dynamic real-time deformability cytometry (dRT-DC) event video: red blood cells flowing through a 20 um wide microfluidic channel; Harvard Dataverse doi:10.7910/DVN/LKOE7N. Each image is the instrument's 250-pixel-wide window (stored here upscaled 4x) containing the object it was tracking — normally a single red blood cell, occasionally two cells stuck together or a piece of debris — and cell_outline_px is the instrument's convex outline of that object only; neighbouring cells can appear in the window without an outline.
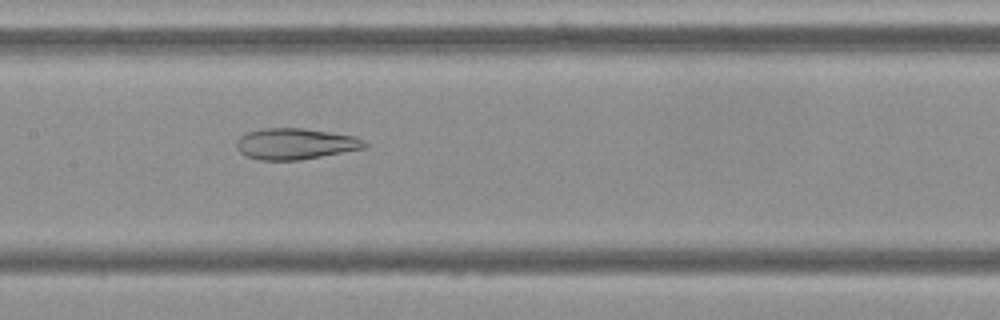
{"species": "Egyptian fruit bat (a non-hibernating species)", "species_latin": "Rousettus aegyptiacus", "temperature_condition": "cold", "stored_images_in_passage": 54, "camera_frame_rate_fps": 3000, "um_per_image_px": 0.085, "frame": {"image": 1, "passage_image": 26, "time_ms": 8.333, "image_size_px": [1000, 320], "cell_outline_px": [[368, 148], [300, 160], [260, 160], [244, 156], [236, 148], [236, 140], [240, 136], [248, 132], [260, 128], [304, 128], [356, 136], [364, 140], [368, 144]], "centroid_in_image_um": [25.12, 12.23], "position_along_channel_um": 182.3, "area_um2": 23.58}}
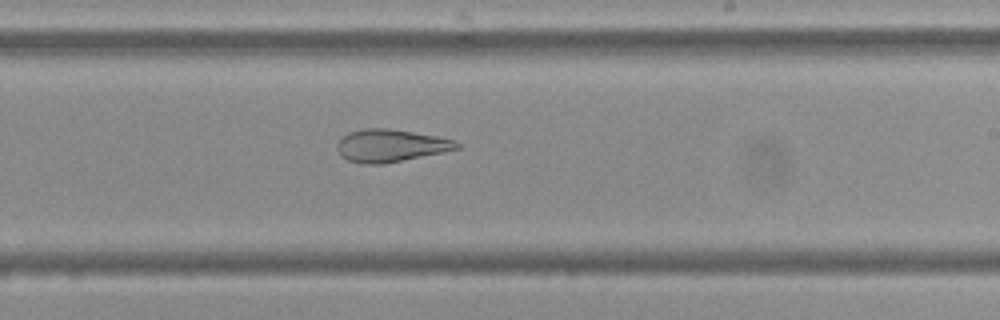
{"frame": {"image": 2, "passage_image": 32, "time_ms": 10.333, "image_size_px": [1000, 320], "cell_outline_px": [[460, 148], [444, 152], [384, 164], [364, 164], [348, 160], [340, 156], [336, 148], [336, 144], [348, 132], [364, 128], [388, 128], [436, 136], [456, 140], [460, 144]], "centroid_in_image_um": [33.19, 12.38], "position_along_channel_um": 255.8, "area_um2": 22.77}}
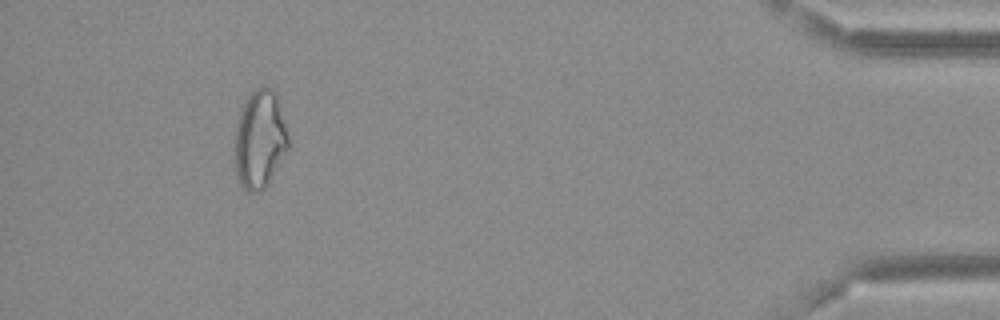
{"frame": {"image": 3, "passage_image": 50, "time_ms": 16.333, "image_size_px": [1000, 320], "cell_outline_px": [[288, 148], [268, 184], [260, 192], [248, 192], [240, 184], [236, 176], [232, 152], [236, 120], [244, 100], [256, 88], [264, 84], [272, 88], [276, 96], [288, 136]], "centroid_in_image_um": [22.01, 11.86], "position_along_channel_um": 413.2, "area_um2": 31.21}, "authors_computed_cell_mechanics": {"area_um2": 29.767, "velocity_mm_per_s": 3.687, "shape_relaxation_time_tau1_ms": null, "shape_relaxation_time_tau2_ms": 2.3647, "deformation_change_tau1": null, "deformation_change_tau2": 0.0933}}